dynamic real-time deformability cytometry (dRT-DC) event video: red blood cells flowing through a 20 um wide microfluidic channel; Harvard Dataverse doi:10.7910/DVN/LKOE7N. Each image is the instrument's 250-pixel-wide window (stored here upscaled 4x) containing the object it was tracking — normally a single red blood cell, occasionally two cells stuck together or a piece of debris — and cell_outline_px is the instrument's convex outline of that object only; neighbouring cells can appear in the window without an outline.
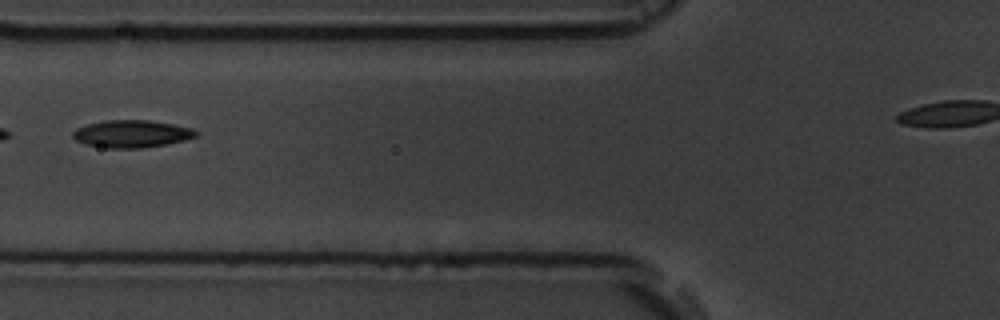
{"species": "common noctule bat (a hibernating species)", "species_latin": "Nyctalus noctula", "temperature_condition": "room temperature", "stored_images_in_passage": 2, "camera_frame_rate_fps": 3000, "um_per_image_px": 0.085, "animal": {"sex": "male", "body_mass_g": 19.5, "forearm_length_mm": 54.6}, "frame": {"image": 1, "passage_image": 2, "time_ms": 1.0, "image_size_px": [1000, 320], "cell_outline_px": [[200, 136], [168, 144], [140, 148], [108, 148], [84, 144], [76, 140], [72, 136], [72, 132], [76, 128], [88, 124], [108, 120], [148, 120], [172, 124], [192, 128], [200, 132]], "centroid_in_image_um": [11.23, 11.38], "position_along_channel_um": 114.6, "area_um2": 19.77}}